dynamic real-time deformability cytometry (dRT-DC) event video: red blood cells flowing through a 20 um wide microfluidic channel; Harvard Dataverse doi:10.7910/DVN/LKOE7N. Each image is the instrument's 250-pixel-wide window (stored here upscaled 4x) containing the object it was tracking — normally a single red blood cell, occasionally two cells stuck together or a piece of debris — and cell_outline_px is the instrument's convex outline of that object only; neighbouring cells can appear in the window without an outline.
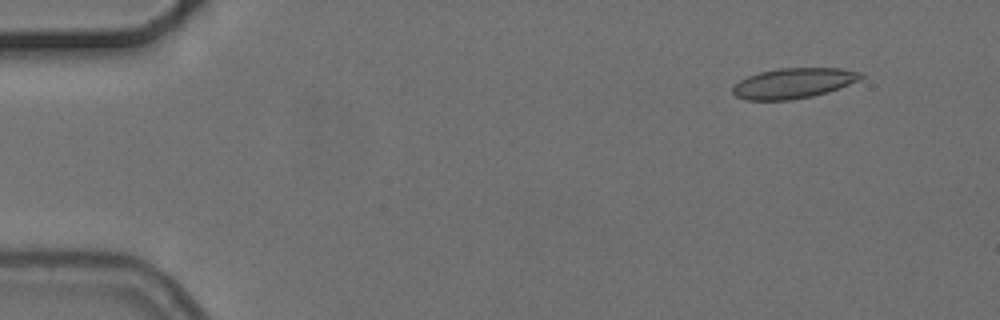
{"species": "common noctule bat (a hibernating species)", "species_latin": "Nyctalus noctula", "temperature_condition": "cold", "stored_images_in_passage": 6, "camera_frame_rate_fps": 3000, "um_per_image_px": 0.085, "animal": {"sex": "female", "body_mass_g": 24.6, "forearm_length_mm": 56.2}, "frame": {"image": 1, "passage_image": 2, "time_ms": 1.333, "image_size_px": [1000, 320], "cell_outline_px": [[864, 76], [860, 80], [840, 88], [828, 92], [812, 96], [792, 100], [744, 100], [736, 96], [732, 92], [732, 84], [748, 76], [760, 72], [780, 68], [840, 68], [860, 72]], "centroid_in_image_um": [67.43, 7.08], "position_along_channel_um": 17.6, "area_um2": 22.77}}
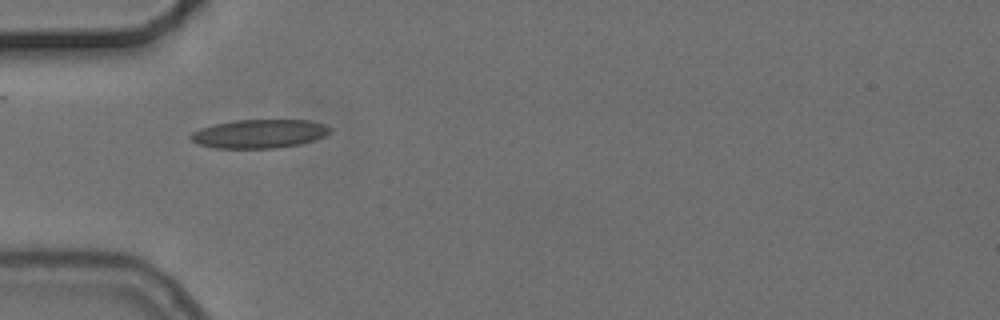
{"frame": {"image": 2, "passage_image": 5, "time_ms": 5.333, "image_size_px": [1000, 320], "cell_outline_px": [[332, 132], [316, 140], [300, 144], [276, 148], [216, 148], [196, 144], [188, 136], [192, 132], [200, 128], [216, 124], [236, 120], [308, 120], [324, 124], [332, 128]], "centroid_in_image_um": [22.06, 11.37], "position_along_channel_um": 62.9, "area_um2": 23.41}}
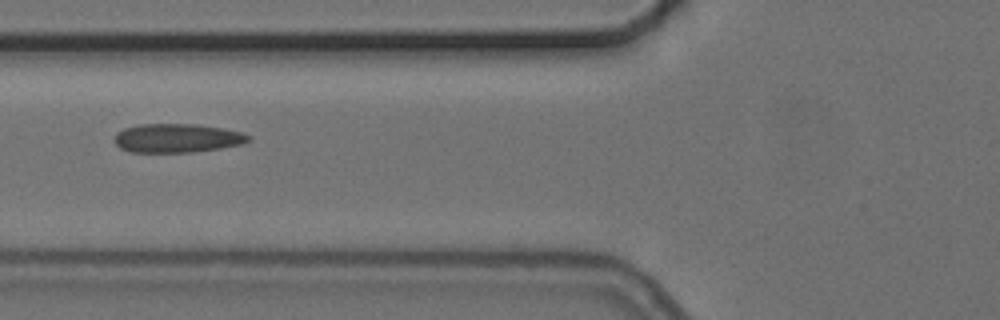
{"frame": {"image": 3, "passage_image": 6, "time_ms": 6.667, "image_size_px": [1000, 320], "cell_outline_px": [[252, 140], [240, 144], [220, 148], [192, 152], [132, 152], [120, 148], [112, 140], [116, 132], [124, 128], [136, 124], [196, 124], [224, 128], [244, 132], [252, 136]], "centroid_in_image_um": [15.05, 11.73], "position_along_channel_um": 110.7, "area_um2": 22.83}}